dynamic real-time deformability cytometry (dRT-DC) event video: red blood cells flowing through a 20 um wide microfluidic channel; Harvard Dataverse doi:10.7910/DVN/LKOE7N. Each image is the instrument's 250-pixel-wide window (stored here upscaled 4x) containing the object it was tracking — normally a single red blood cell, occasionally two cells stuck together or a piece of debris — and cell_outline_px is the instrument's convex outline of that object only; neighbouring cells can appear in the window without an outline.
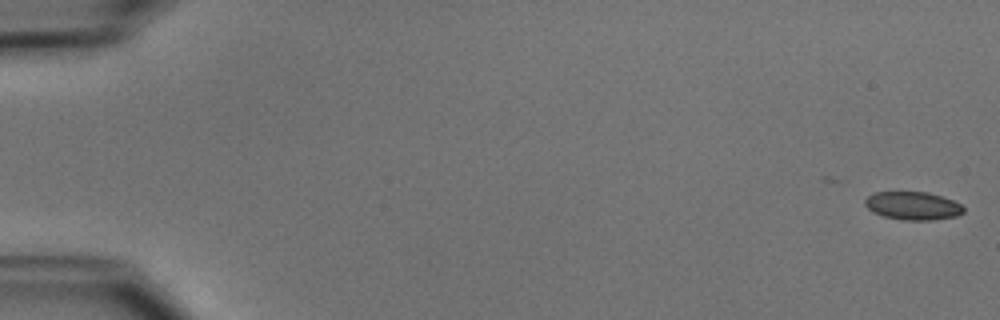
{"species": "common noctule bat (a hibernating species)", "species_latin": "Nyctalus noctula", "temperature_condition": "cold", "stored_images_in_passage": 43, "camera_frame_rate_fps": 3000, "um_per_image_px": 0.085, "animal": {"sex": "male", "body_mass_g": 15.6}, "frame": {"image": 1, "passage_image": 1, "time_ms": 0.0, "image_size_px": [1000, 320], "cell_outline_px": [[964, 212], [956, 216], [932, 220], [904, 220], [884, 216], [872, 212], [864, 204], [864, 200], [868, 196], [876, 192], [928, 192], [952, 200], [960, 204], [964, 208]], "centroid_in_image_um": [77.58, 17.49], "position_along_channel_um": 7.4, "area_um2": 16.07}}
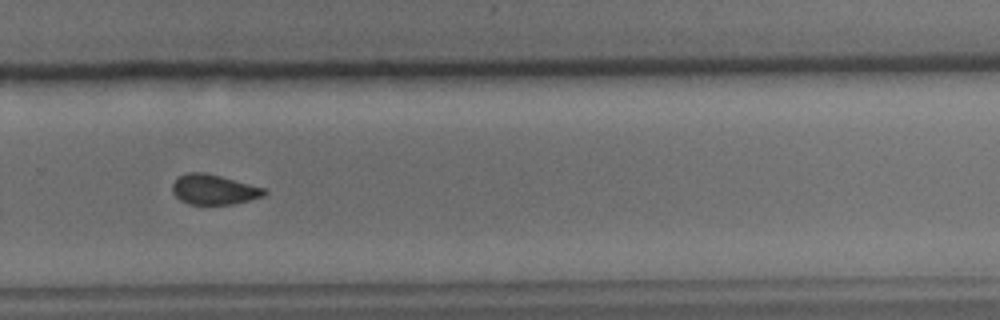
{"frame": {"image": 2, "passage_image": 36, "time_ms": 11.667, "image_size_px": [1000, 320], "cell_outline_px": [[268, 192], [264, 196], [232, 204], [188, 204], [180, 200], [172, 192], [172, 184], [180, 176], [188, 172], [204, 172], [220, 176], [264, 188]], "centroid_in_image_um": [18.16, 16.11], "position_along_channel_um": 311.6, "area_um2": 15.9}}
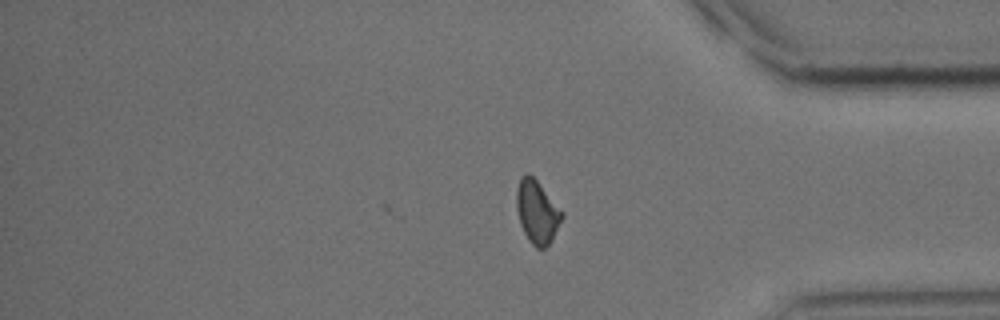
{"frame": {"image": 3, "passage_image": 43, "time_ms": 14.0, "image_size_px": [1000, 320], "cell_outline_px": [[564, 216], [552, 240], [544, 248], [536, 248], [528, 240], [520, 224], [516, 208], [516, 188], [520, 176], [524, 172], [528, 172], [536, 180], [564, 212]], "centroid_in_image_um": [45.64, 17.99], "position_along_channel_um": 389.6, "area_um2": 16.88}, "authors_computed_cell_mechanics": {"area_um2": 16.7042, "velocity_mm_per_s": 3.9363, "shape_relaxation_time_tau1_ms": null, "shape_relaxation_time_tau2_ms": 2.0213, "deformation_change_tau1": null, "deformation_change_tau2": 0.0546}}